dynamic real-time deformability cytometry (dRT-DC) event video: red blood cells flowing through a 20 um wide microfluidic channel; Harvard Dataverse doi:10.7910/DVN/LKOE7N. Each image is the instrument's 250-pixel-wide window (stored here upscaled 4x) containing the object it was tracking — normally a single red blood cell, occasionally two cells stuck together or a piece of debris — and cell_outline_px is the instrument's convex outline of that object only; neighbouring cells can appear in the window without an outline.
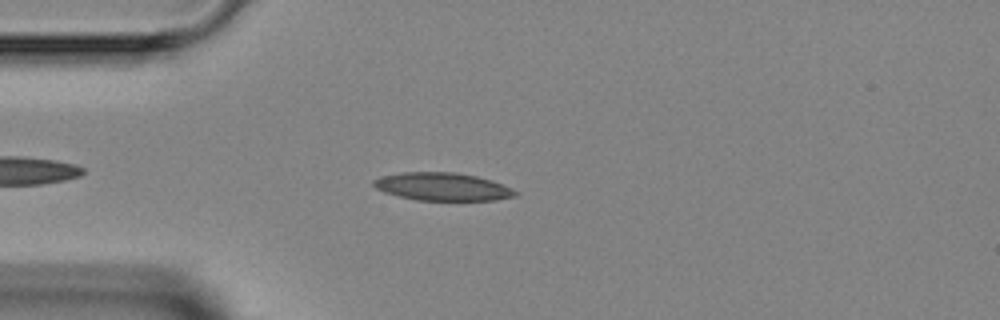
{"species": "Egyptian fruit bat (a non-hibernating species)", "species_latin": "Rousettus aegyptiacus", "temperature_condition": "room temperature", "stored_images_in_passage": 3, "camera_frame_rate_fps": 3000, "um_per_image_px": 0.085, "animal": {"sex": "female"}, "frame": {"image": 1, "passage_image": 3, "time_ms": 2.333, "image_size_px": [1000, 320], "cell_outline_px": [[520, 192], [516, 196], [496, 200], [416, 200], [384, 192], [376, 188], [372, 184], [372, 180], [380, 176], [400, 172], [456, 172], [476, 176], [492, 180], [512, 188]], "centroid_in_image_um": [37.62, 15.86], "position_along_channel_um": 47.4, "area_um2": 23.18}}